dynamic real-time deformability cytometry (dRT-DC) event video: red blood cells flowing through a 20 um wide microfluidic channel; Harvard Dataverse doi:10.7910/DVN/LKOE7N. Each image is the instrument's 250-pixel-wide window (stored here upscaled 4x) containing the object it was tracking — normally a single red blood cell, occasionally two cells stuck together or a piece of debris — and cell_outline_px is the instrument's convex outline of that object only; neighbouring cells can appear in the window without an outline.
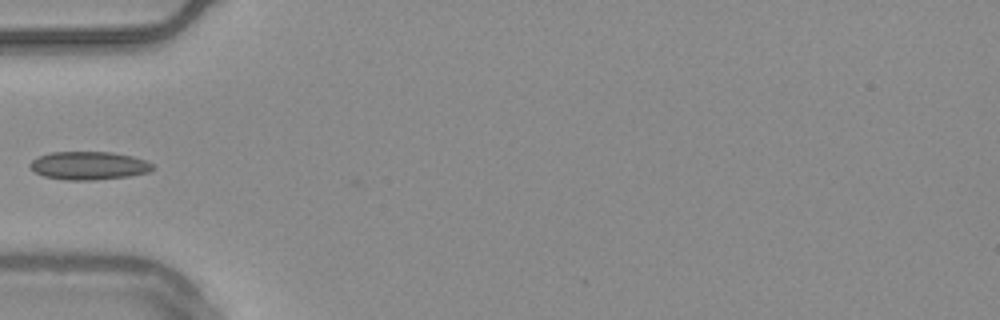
{"species": "common noctule bat (a hibernating species)", "species_latin": "Nyctalus noctula", "temperature_condition": "warm", "stored_images_in_passage": 6, "camera_frame_rate_fps": 3000, "um_per_image_px": 0.085, "animal": {"sex": "male", "body_mass_g": 20.4}, "frame": {"image": 1, "passage_image": 1, "time_ms": 0.0, "image_size_px": [1000, 320], "cell_outline_px": [[156, 168], [148, 172], [128, 176], [92, 180], [64, 180], [44, 176], [28, 168], [28, 164], [32, 160], [40, 156], [52, 152], [112, 152], [132, 156], [144, 160], [152, 164]], "centroid_in_image_um": [7.53, 14.08], "position_along_channel_um": 77.5, "area_um2": 20.11}}